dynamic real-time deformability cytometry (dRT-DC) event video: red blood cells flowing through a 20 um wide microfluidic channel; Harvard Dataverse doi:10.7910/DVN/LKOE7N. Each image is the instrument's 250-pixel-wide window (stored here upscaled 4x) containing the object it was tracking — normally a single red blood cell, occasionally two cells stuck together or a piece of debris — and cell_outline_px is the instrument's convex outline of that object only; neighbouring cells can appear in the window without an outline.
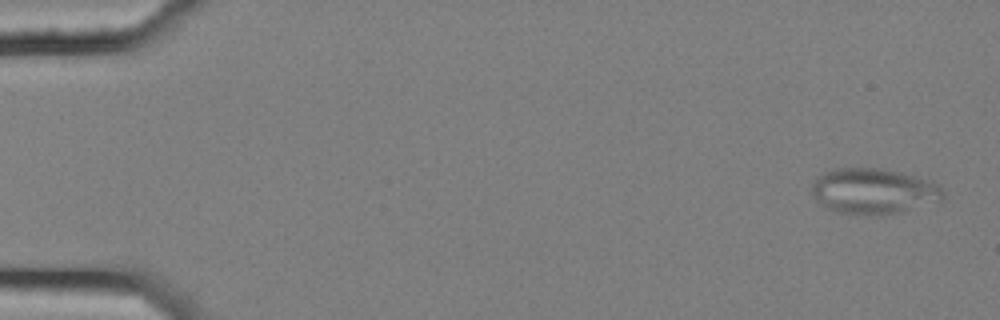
{"species": "common noctule bat (a hibernating species)", "species_latin": "Nyctalus noctula", "temperature_condition": "cold", "stored_images_in_passage": 4, "camera_frame_rate_fps": 3000, "um_per_image_px": 0.085, "animal": {"sex": "female", "body_mass_g": 25.1}, "frame": {"image": 1, "passage_image": 1, "time_ms": 0.0, "image_size_px": [1000, 320], "cell_outline_px": [[944, 196], [940, 200], [900, 212], [876, 216], [872, 216], [836, 212], [824, 208], [812, 196], [812, 180], [816, 176], [832, 168], [880, 168], [900, 172], [936, 184], [944, 192]], "centroid_in_image_um": [74.14, 16.26], "position_along_channel_um": 10.9, "area_um2": 34.97}}